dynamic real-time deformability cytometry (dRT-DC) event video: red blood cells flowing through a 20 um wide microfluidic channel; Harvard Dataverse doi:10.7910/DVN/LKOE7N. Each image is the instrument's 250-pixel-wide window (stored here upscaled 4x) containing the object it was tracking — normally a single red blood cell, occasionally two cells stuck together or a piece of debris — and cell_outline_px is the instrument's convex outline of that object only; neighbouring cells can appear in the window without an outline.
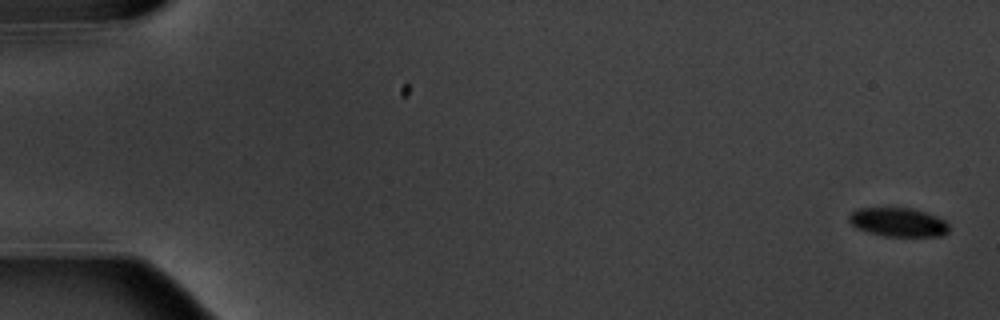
{"species": "common noctule bat (a hibernating species)", "species_latin": "Nyctalus noctula", "temperature_condition": "warm", "stored_images_in_passage": 6, "camera_frame_rate_fps": 3000, "um_per_image_px": 0.085, "animal": {"sex": "male", "body_mass_g": 20.1, "forearm_length_mm": 53.5}, "frame": {"image": 1, "passage_image": 1, "time_ms": 0.0, "image_size_px": [1000, 320], "cell_outline_px": [[948, 232], [940, 236], [884, 236], [868, 232], [856, 228], [848, 220], [848, 216], [856, 208], [912, 208], [936, 216], [944, 220], [948, 224]], "centroid_in_image_um": [76.32, 18.89], "position_along_channel_um": 8.7, "area_um2": 16.76}}